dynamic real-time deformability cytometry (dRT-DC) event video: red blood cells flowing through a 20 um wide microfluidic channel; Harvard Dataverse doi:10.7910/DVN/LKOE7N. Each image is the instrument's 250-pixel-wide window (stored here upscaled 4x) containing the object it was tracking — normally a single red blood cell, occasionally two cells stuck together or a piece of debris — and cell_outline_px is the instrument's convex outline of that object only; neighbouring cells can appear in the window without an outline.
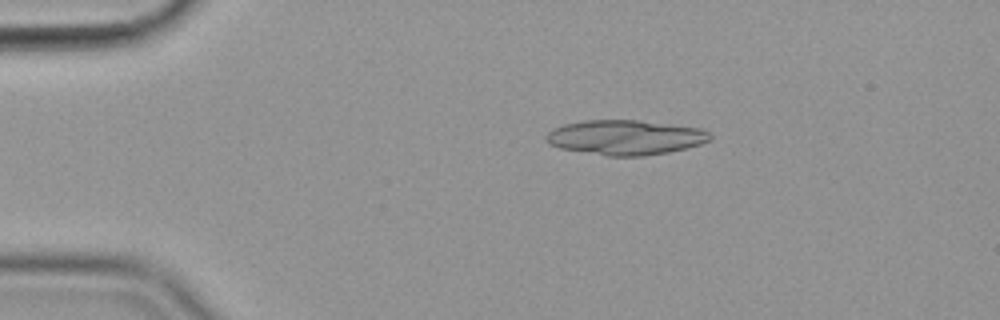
{"species": "common noctule bat (a hibernating species)", "species_latin": "Nyctalus noctula", "temperature_condition": "cold", "stored_images_in_passage": 42, "segment_of_instrument_passage": [1, 2], "camera_frame_rate_fps": 3000, "um_per_image_px": 0.085, "animal": {"sex": "female", "body_mass_g": 19.9}, "frame": {"image": 1, "passage_image": 2, "time_ms": 0.333, "image_size_px": [1000, 320], "cell_outline_px": [[712, 140], [688, 148], [668, 152], [644, 156], [608, 156], [560, 148], [548, 144], [544, 140], [544, 136], [552, 128], [564, 124], [588, 120], [636, 120], [704, 128], [712, 136]], "centroid_in_image_um": [53.16, 11.68], "position_along_channel_um": 31.8, "area_um2": 33.52}}